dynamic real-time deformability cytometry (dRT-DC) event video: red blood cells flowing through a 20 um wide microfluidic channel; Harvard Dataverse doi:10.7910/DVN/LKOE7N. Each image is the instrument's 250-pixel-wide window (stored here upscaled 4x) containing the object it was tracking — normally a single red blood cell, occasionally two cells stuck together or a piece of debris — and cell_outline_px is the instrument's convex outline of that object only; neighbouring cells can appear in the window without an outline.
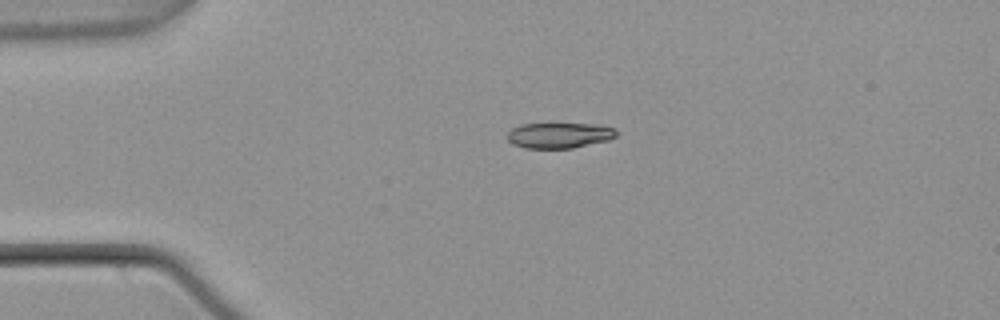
{"species": "common noctule bat (a hibernating species)", "species_latin": "Nyctalus noctula", "temperature_condition": "warm", "stored_images_in_passage": 43, "camera_frame_rate_fps": 3000, "um_per_image_px": 0.085, "animal": {"sex": "male", "body_mass_g": 21.5, "forearm_length_mm": 52.0}, "frame": {"image": 1, "passage_image": 1, "time_ms": 0.0, "image_size_px": [1000, 320], "cell_outline_px": [[616, 136], [608, 140], [572, 148], [524, 148], [512, 144], [508, 140], [508, 132], [512, 128], [520, 124], [596, 124], [616, 128]], "centroid_in_image_um": [47.53, 11.5], "position_along_channel_um": 37.5, "area_um2": 16.18}}
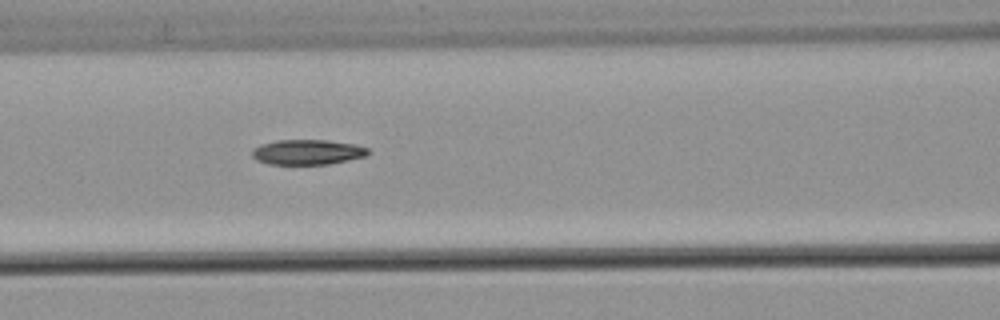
{"frame": {"image": 2, "passage_image": 12, "time_ms": 3.667, "image_size_px": [1000, 320], "cell_outline_px": [[368, 152], [364, 156], [348, 160], [328, 164], [268, 164], [256, 160], [252, 156], [252, 148], [260, 144], [276, 140], [328, 140], [352, 144], [368, 148]], "centroid_in_image_um": [26.06, 12.92], "position_along_channel_um": 140.5, "area_um2": 16.88}}
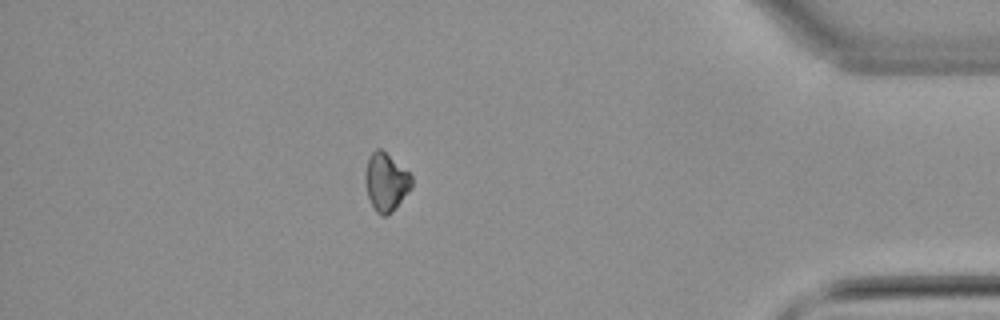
{"frame": {"image": 3, "passage_image": 36, "time_ms": 11.667, "image_size_px": [1000, 320], "cell_outline_px": [[412, 188], [392, 212], [388, 216], [380, 216], [376, 212], [368, 196], [364, 180], [364, 176], [368, 160], [372, 152], [376, 148], [380, 148], [408, 172], [412, 176]], "centroid_in_image_um": [32.8, 15.5], "position_along_channel_um": 402.4, "area_um2": 15.61}, "authors_computed_cell_mechanics": {"area_um2": 16.8198, "velocity_mm_per_s": 3.8013, "shape_relaxation_time_tau1_ms": 4.9155, "shape_relaxation_time_tau2_ms": null, "deformation_change_tau1": 0.1061, "deformation_change_tau2": null}}